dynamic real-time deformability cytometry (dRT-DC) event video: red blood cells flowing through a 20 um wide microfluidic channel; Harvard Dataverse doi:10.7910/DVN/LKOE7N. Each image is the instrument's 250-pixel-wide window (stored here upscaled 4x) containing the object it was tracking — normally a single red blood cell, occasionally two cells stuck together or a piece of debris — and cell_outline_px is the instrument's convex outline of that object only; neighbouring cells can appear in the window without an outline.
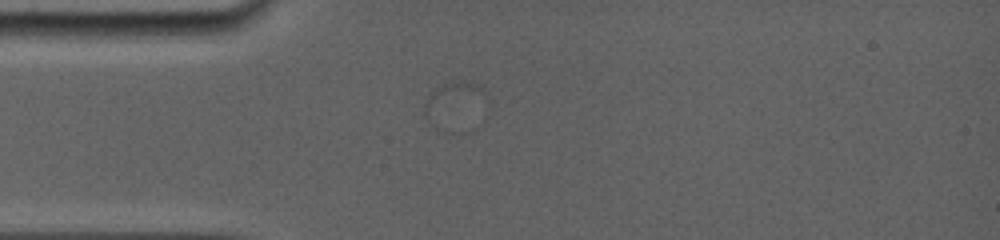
{"species": "common noctule bat (a hibernating species)", "species_latin": "Nyctalus noctula", "temperature_condition": "room temperature", "stored_images_in_passage": 2, "camera_frame_rate_fps": 5000, "um_per_image_px": 0.085, "animal": {"sex": "female", "body_mass_g": 19.0, "forearm_length_mm": 56.7}, "frame": {"image": 1, "passage_image": 1, "time_ms": 0.0, "image_size_px": [1000, 240], "cell_outline_px": [[488, 104], [428, 120], [424, 116], [424, 104], [428, 96], [436, 88], [452, 80], [464, 80], [476, 84], [484, 88], [488, 96]], "centroid_in_image_um": [38.62, 8.4], "position_along_channel_um": 46.4, "area_um2": 12.37}}